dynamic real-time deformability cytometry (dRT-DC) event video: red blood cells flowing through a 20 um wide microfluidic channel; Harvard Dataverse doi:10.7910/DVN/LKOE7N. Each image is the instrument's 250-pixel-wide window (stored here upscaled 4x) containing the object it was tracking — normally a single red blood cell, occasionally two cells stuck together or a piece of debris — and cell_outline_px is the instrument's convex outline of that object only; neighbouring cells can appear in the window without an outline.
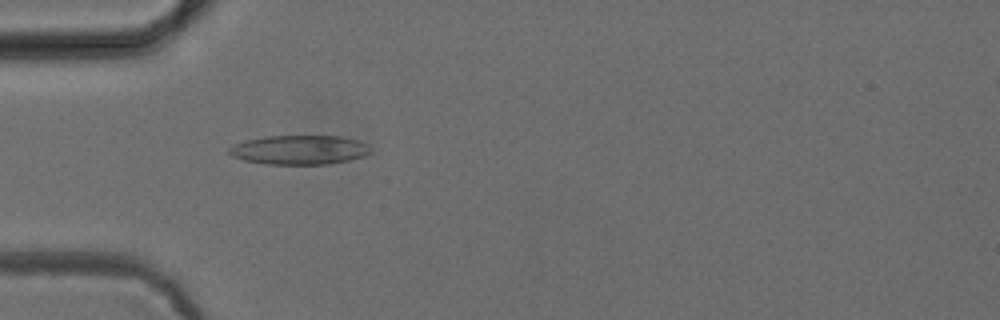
{"species": "common noctule bat (a hibernating species)", "species_latin": "Nyctalus noctula", "temperature_condition": "cold", "stored_images_in_passage": 52, "camera_frame_rate_fps": 3000, "um_per_image_px": 0.085, "animal": {"sex": "female", "body_mass_g": 24.6, "forearm_length_mm": 56.2}, "frame": {"image": 1, "passage_image": 16, "time_ms": 5.0, "image_size_px": [1000, 320], "cell_outline_px": [[372, 152], [364, 156], [348, 160], [328, 164], [268, 164], [244, 160], [232, 156], [228, 152], [228, 148], [244, 140], [264, 136], [340, 136], [356, 140], [368, 144], [372, 148]], "centroid_in_image_um": [25.46, 12.73], "position_along_channel_um": 59.5, "area_um2": 24.16}}
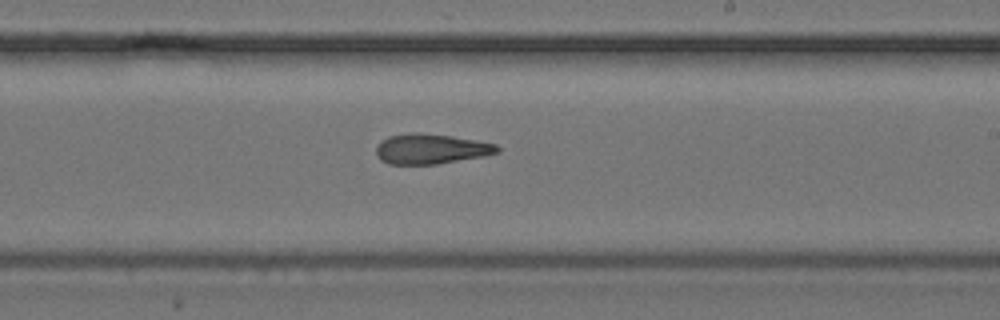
{"frame": {"image": 2, "passage_image": 31, "time_ms": 10.0, "image_size_px": [1000, 320], "cell_outline_px": [[500, 152], [484, 156], [436, 164], [388, 164], [380, 160], [376, 156], [376, 148], [380, 140], [388, 136], [408, 132], [420, 132], [452, 136], [496, 144], [500, 148]], "centroid_in_image_um": [36.59, 12.65], "position_along_channel_um": 252.4, "area_um2": 21.44}}
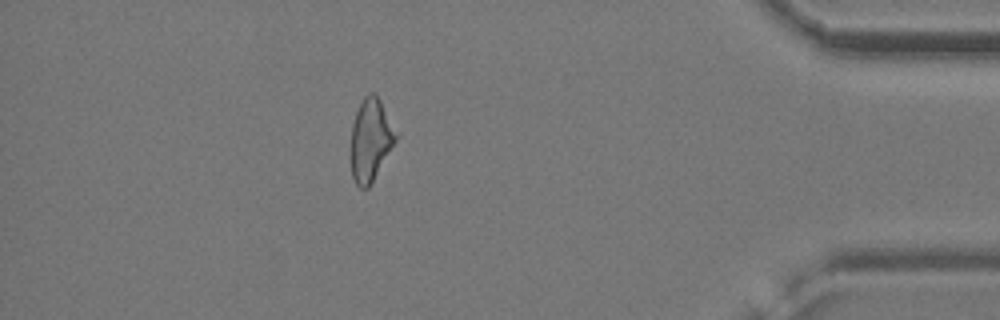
{"frame": {"image": 3, "passage_image": 46, "time_ms": 15.0, "image_size_px": [1000, 320], "cell_outline_px": [[400, 136], [372, 184], [368, 188], [360, 188], [356, 184], [352, 176], [352, 124], [356, 112], [364, 96], [368, 92], [372, 92], [380, 100], [400, 132]], "centroid_in_image_um": [31.57, 11.89], "position_along_channel_um": 403.6, "area_um2": 22.08}}